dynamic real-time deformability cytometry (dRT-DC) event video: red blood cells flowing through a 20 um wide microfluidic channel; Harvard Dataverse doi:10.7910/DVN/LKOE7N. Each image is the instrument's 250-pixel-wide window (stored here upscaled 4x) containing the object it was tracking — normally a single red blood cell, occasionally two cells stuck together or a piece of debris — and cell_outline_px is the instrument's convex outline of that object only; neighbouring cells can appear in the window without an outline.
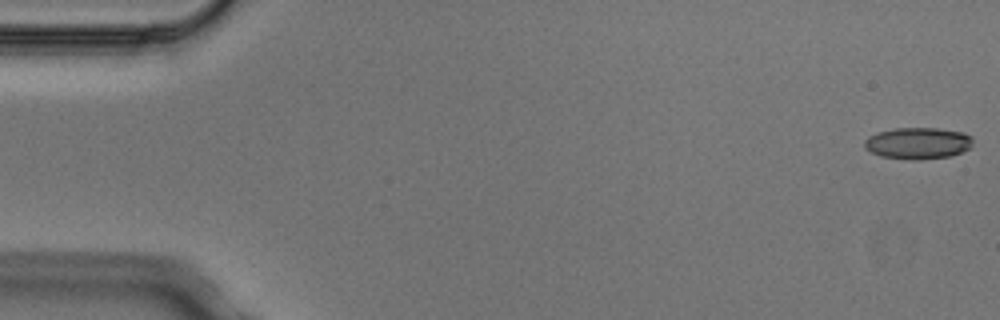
{"species": "Egyptian fruit bat (a non-hibernating species)", "species_latin": "Rousettus aegyptiacus", "temperature_condition": "cold", "stored_images_in_passage": 5, "camera_frame_rate_fps": 3000, "um_per_image_px": 0.085, "animal": {"sex": "male"}, "frame": {"image": 1, "passage_image": 1, "time_ms": 0.0, "image_size_px": [1000, 320], "cell_outline_px": [[972, 148], [952, 156], [920, 160], [912, 160], [880, 156], [864, 148], [864, 140], [868, 136], [880, 132], [896, 128], [936, 128], [964, 132], [972, 136]], "centroid_in_image_um": [78.06, 12.18], "position_along_channel_um": 6.9, "area_um2": 20.17}}
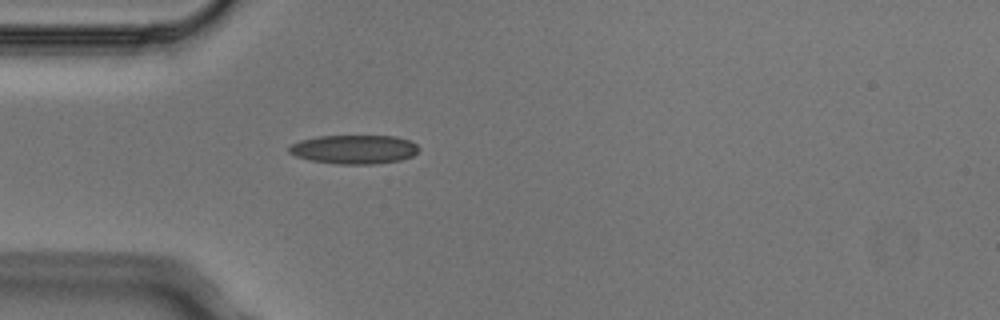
{"frame": {"image": 2, "passage_image": 5, "time_ms": 1.333, "image_size_px": [1000, 320], "cell_outline_px": [[420, 148], [412, 156], [400, 160], [376, 164], [336, 164], [308, 160], [296, 156], [288, 152], [288, 148], [292, 144], [300, 140], [316, 136], [396, 136], [408, 140], [416, 144]], "centroid_in_image_um": [30.08, 12.7], "position_along_channel_um": 54.9, "area_um2": 21.96}}